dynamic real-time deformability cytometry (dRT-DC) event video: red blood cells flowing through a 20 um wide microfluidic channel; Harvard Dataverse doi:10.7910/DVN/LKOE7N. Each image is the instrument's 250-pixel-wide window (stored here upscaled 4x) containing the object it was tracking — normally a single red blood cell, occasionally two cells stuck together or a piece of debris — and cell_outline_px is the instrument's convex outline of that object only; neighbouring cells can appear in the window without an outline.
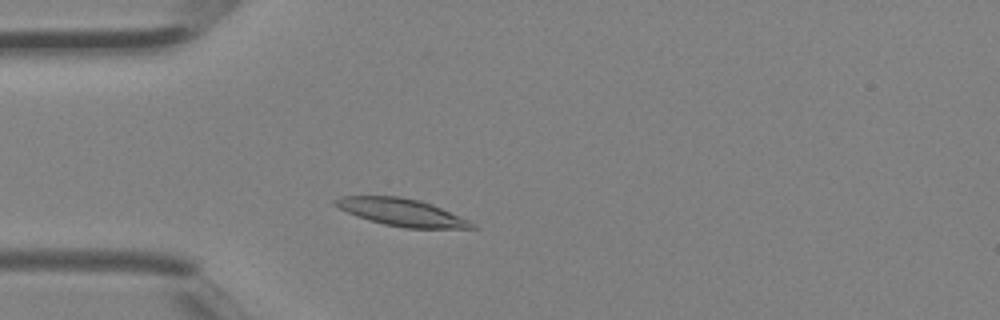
{"species": "Egyptian fruit bat (a non-hibernating species)", "species_latin": "Rousettus aegyptiacus", "temperature_condition": "room temperature", "stored_images_in_passage": 2, "camera_frame_rate_fps": 3000, "um_per_image_px": 0.085, "animal": {"sex": "female"}, "frame": {"image": 1, "passage_image": 2, "time_ms": 0.333, "image_size_px": [1000, 320], "cell_outline_px": [[480, 228], [404, 228], [384, 224], [368, 220], [356, 216], [332, 204], [332, 200], [340, 196], [400, 196], [420, 200], [432, 204], [468, 220], [476, 224]], "centroid_in_image_um": [34.12, 18.04], "position_along_channel_um": 50.9, "area_um2": 21.79}}